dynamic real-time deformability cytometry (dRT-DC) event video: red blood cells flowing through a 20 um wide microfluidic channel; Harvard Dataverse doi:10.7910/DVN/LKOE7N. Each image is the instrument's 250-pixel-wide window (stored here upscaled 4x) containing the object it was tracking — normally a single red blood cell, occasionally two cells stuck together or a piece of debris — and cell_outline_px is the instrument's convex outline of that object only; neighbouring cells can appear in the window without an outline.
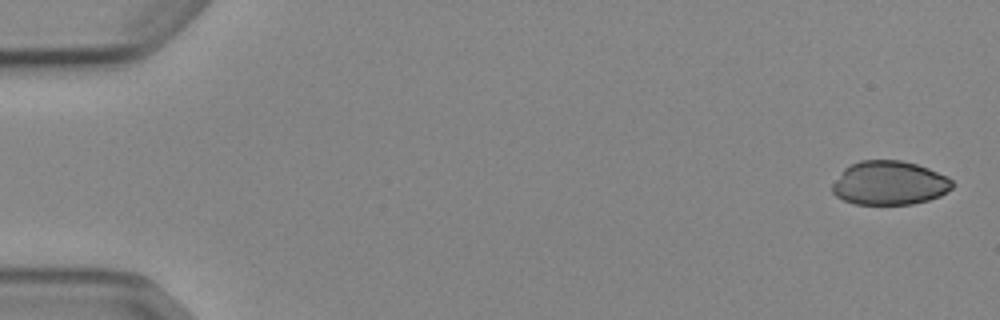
{"species": "Egyptian fruit bat (a non-hibernating species)", "species_latin": "Rousettus aegyptiacus", "temperature_condition": "cold", "stored_images_in_passage": 5, "camera_frame_rate_fps": 3000, "um_per_image_px": 0.085, "animal": {"sex": "female"}, "frame": {"image": 1, "passage_image": 1, "time_ms": 0.0, "image_size_px": [1000, 320], "cell_outline_px": [[952, 188], [940, 196], [928, 200], [912, 204], [856, 204], [844, 200], [836, 196], [832, 192], [832, 184], [844, 168], [860, 160], [900, 160], [916, 164], [928, 168], [948, 176], [952, 180]], "centroid_in_image_um": [75.6, 15.55], "position_along_channel_um": 9.4, "area_um2": 30.69}}
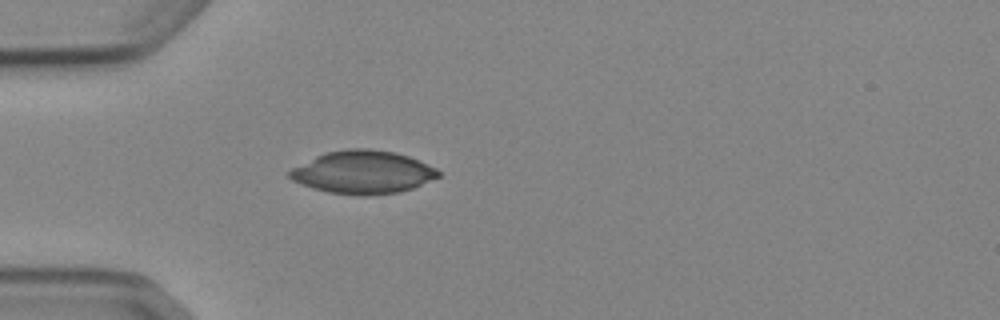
{"frame": {"image": 2, "passage_image": 5, "time_ms": 4.667, "image_size_px": [1000, 320], "cell_outline_px": [[440, 176], [412, 188], [400, 192], [360, 196], [328, 192], [312, 188], [300, 184], [292, 180], [288, 176], [288, 172], [292, 168], [324, 152], [348, 148], [368, 148], [396, 152], [408, 156], [436, 168], [440, 172]], "centroid_in_image_um": [30.82, 14.63], "position_along_channel_um": 54.2, "area_um2": 37.28}}